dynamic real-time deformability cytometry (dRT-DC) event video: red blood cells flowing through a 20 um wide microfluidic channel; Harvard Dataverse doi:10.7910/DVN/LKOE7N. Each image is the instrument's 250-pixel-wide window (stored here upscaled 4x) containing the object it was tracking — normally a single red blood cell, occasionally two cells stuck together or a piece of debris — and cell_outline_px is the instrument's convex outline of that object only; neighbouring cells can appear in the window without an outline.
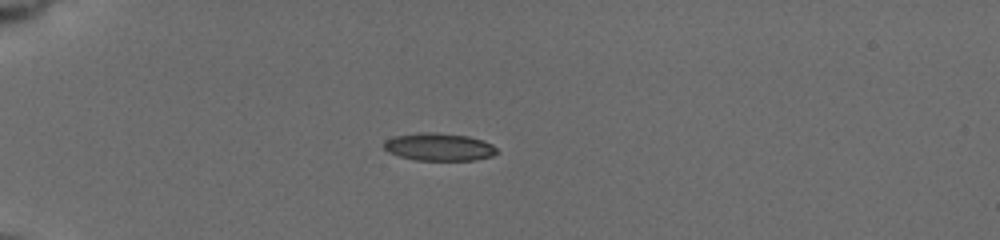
{"species": "common noctule bat (a hibernating species)", "species_latin": "Nyctalus noctula", "temperature_condition": "cold", "stored_images_in_passage": 40, "camera_frame_rate_fps": 3000, "um_per_image_px": 0.085, "animal": {"sex": "female", "body_mass_g": 19.5, "forearm_length_mm": 54.1}, "frame": {"image": 1, "passage_image": 1, "time_ms": 0.0, "image_size_px": [1000, 240], "cell_outline_px": [[496, 152], [492, 156], [476, 160], [416, 160], [400, 156], [388, 152], [384, 148], [384, 140], [396, 136], [416, 132], [436, 132], [468, 136], [484, 140], [492, 144], [496, 148]], "centroid_in_image_um": [37.31, 12.48], "position_along_channel_um": 47.7, "area_um2": 18.26}}
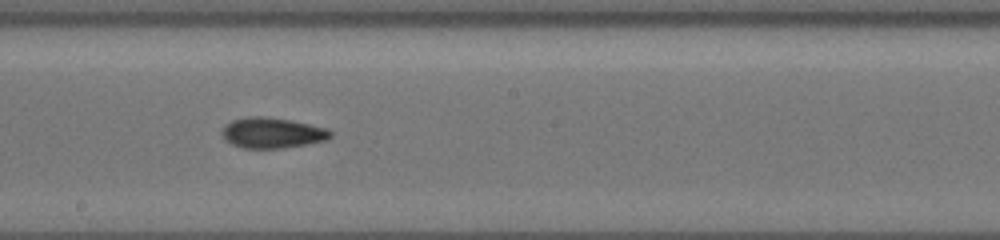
{"frame": {"image": 2, "passage_image": 18, "time_ms": 5.667, "image_size_px": [1000, 240], "cell_outline_px": [[332, 136], [328, 140], [284, 148], [244, 148], [232, 144], [224, 140], [220, 132], [224, 124], [232, 120], [248, 116], [264, 116], [292, 120], [328, 128], [332, 132]], "centroid_in_image_um": [23.12, 11.28], "position_along_channel_um": 225.1, "area_um2": 19.65}}
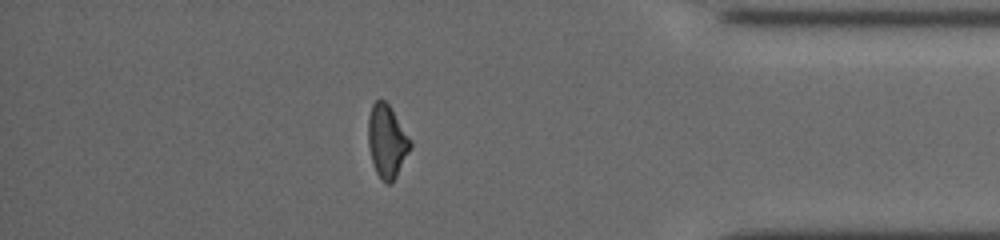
{"frame": {"image": 3, "passage_image": 34, "time_ms": 11.0, "image_size_px": [1000, 240], "cell_outline_px": [[412, 144], [392, 184], [388, 184], [376, 172], [372, 160], [368, 144], [368, 116], [372, 104], [376, 100], [384, 100], [388, 104], [412, 140]], "centroid_in_image_um": [32.88, 11.98], "position_along_channel_um": 402.3, "area_um2": 17.63}, "authors_computed_cell_mechanics": {"area_um2": 18.6694, "velocity_mm_per_s": 3.7724, "shape_relaxation_time_tau1_ms": 10.9736, "shape_relaxation_time_tau2_ms": 3.6715, "deformation_change_tau1": 0.1904, "deformation_change_tau2": 0.1047}}